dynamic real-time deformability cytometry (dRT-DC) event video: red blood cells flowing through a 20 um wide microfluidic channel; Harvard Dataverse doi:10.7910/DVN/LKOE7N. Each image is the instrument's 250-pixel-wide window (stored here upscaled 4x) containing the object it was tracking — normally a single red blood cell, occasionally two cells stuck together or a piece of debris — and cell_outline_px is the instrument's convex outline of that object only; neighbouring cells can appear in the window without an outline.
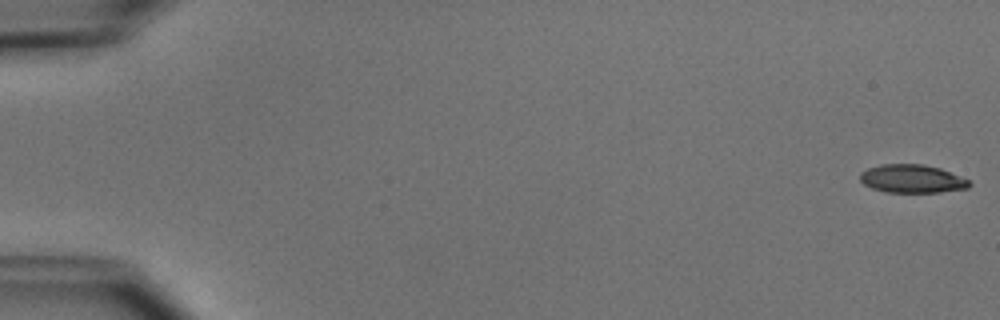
{"species": "common noctule bat (a hibernating species)", "species_latin": "Nyctalus noctula", "temperature_condition": "cold", "stored_images_in_passage": 7, "camera_frame_rate_fps": 3000, "um_per_image_px": 0.085, "animal": {"sex": "male", "body_mass_g": 15.6}, "frame": {"image": 1, "passage_image": 1, "time_ms": 0.0, "image_size_px": [1000, 320], "cell_outline_px": [[972, 184], [968, 188], [940, 192], [888, 192], [872, 188], [864, 184], [860, 180], [860, 172], [868, 168], [880, 164], [924, 164], [940, 168], [968, 180]], "centroid_in_image_um": [77.51, 15.19], "position_along_channel_um": 7.5, "area_um2": 17.92}}
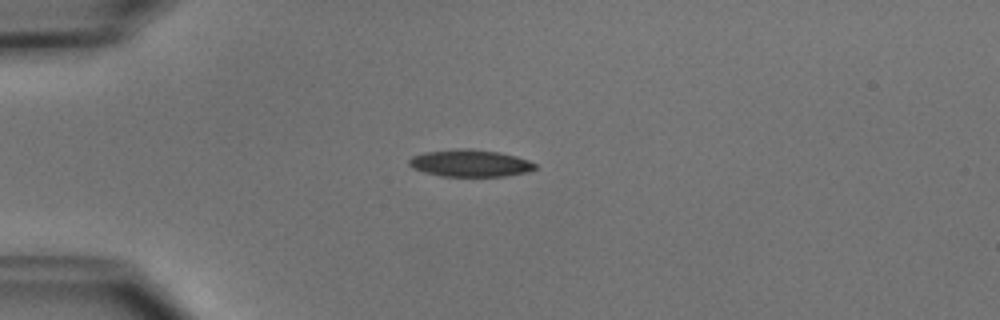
{"frame": {"image": 2, "passage_image": 4, "time_ms": 4.333, "image_size_px": [1000, 320], "cell_outline_px": [[536, 168], [528, 172], [504, 176], [440, 176], [424, 172], [412, 168], [408, 164], [408, 160], [412, 156], [424, 152], [456, 148], [468, 148], [500, 152], [516, 156], [528, 160], [536, 164]], "centroid_in_image_um": [39.93, 13.86], "position_along_channel_um": 45.1, "area_um2": 20.06}}
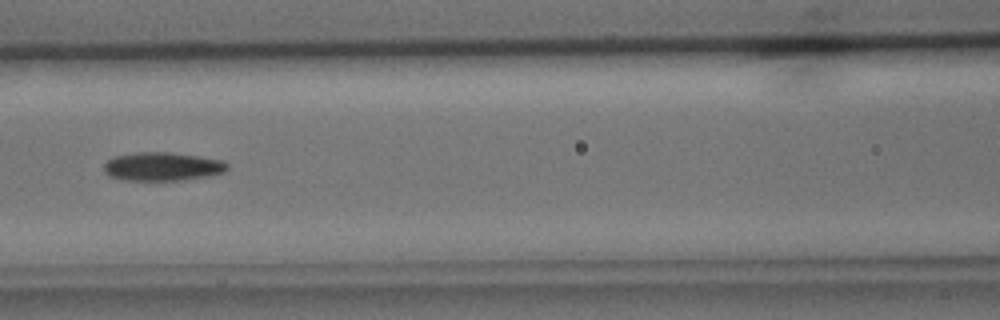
{"frame": {"image": 3, "passage_image": 7, "time_ms": 7.667, "image_size_px": [1000, 320], "cell_outline_px": [[228, 168], [224, 172], [208, 176], [180, 180], [124, 180], [108, 176], [104, 172], [104, 164], [108, 160], [116, 156], [136, 152], [168, 152], [224, 160], [228, 164]], "centroid_in_image_um": [13.8, 14.16], "position_along_channel_um": 152.8, "area_um2": 20.46}}